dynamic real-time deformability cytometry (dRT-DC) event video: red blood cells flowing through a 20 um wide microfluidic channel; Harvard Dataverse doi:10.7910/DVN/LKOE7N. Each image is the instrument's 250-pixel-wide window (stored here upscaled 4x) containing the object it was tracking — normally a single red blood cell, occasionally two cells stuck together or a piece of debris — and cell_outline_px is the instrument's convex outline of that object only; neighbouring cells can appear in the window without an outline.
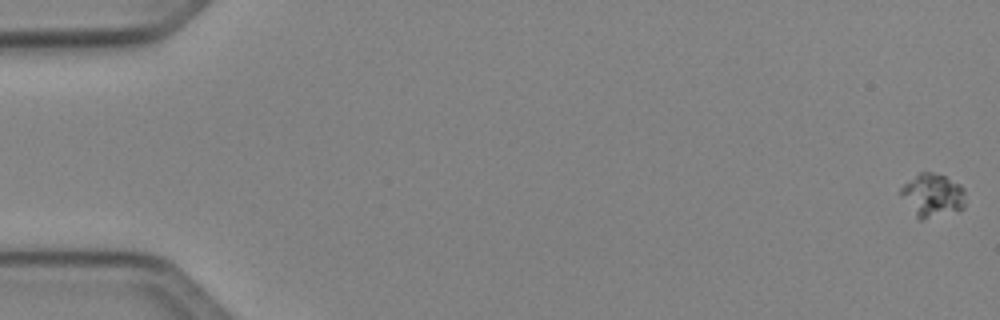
{"species": "Egyptian fruit bat (a non-hibernating species)", "species_latin": "Rousettus aegyptiacus", "temperature_condition": "cold", "stored_images_in_passage": 52, "camera_frame_rate_fps": 3000, "um_per_image_px": 0.085, "animal": {"sex": "female"}, "frame": {"image": 1, "passage_image": 1, "time_ms": 0.0, "image_size_px": [1000, 320], "cell_outline_px": [[964, 208], [920, 220], [916, 216], [900, 192], [900, 188], [904, 184], [920, 172], [932, 172], [944, 176], [960, 184], [964, 188]], "centroid_in_image_um": [79.28, 16.57], "position_along_channel_um": 5.7, "area_um2": 15.78}}
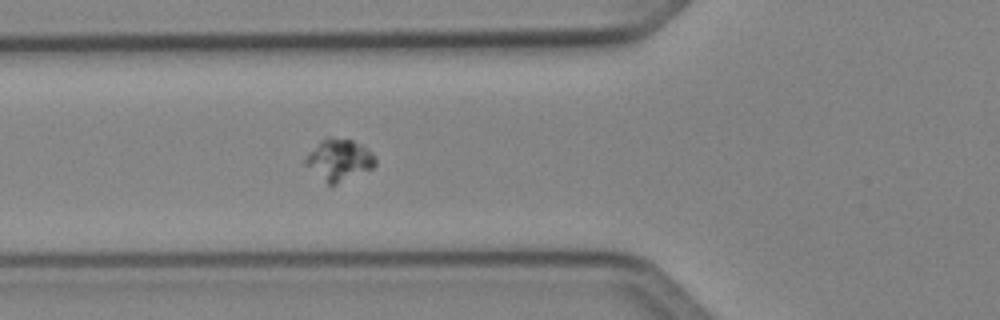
{"frame": {"image": 2, "passage_image": 20, "time_ms": 6.333, "image_size_px": [1000, 320], "cell_outline_px": [[376, 164], [372, 168], [336, 184], [328, 184], [304, 164], [304, 160], [308, 152], [320, 140], [328, 136], [352, 140], [360, 144], [372, 152], [376, 156]], "centroid_in_image_um": [28.81, 13.56], "position_along_channel_um": 97.0, "area_um2": 16.82}}
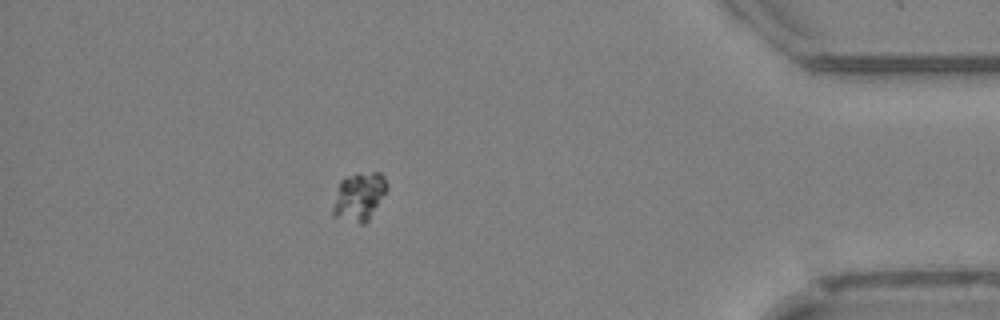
{"frame": {"image": 3, "passage_image": 46, "time_ms": 15.0, "image_size_px": [1000, 320], "cell_outline_px": [[388, 188], [368, 220], [364, 224], [360, 224], [332, 216], [332, 208], [340, 180], [356, 172], [380, 172], [384, 176]], "centroid_in_image_um": [30.51, 16.69], "position_along_channel_um": 404.7, "area_um2": 15.2}}